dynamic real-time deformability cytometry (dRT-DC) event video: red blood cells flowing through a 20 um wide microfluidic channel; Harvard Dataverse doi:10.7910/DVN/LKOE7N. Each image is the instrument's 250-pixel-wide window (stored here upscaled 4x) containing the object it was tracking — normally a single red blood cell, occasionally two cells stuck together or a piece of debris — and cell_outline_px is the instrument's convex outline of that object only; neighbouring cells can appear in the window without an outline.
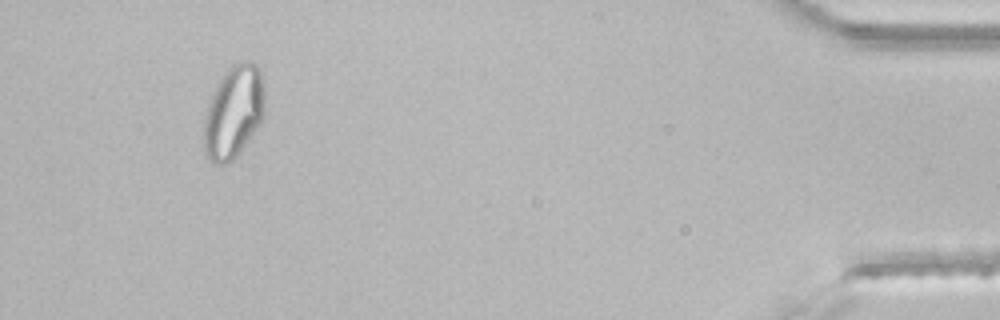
{"species": "common noctule bat (a hibernating species)", "species_latin": "Nyctalus noctula", "temperature_condition": "room temperature", "stored_images_in_passage": 34, "segment_of_instrument_passage": [2, 2], "camera_frame_rate_fps": 3000, "um_per_image_px": 0.085, "animal": {"sex": "male", "body_mass_g": 21.5, "forearm_length_mm": 52.0}, "frame": {"image": 1, "passage_image": 31, "time_ms": 10.0, "image_size_px": [1000, 320], "cell_outline_px": [[264, 116], [260, 124], [240, 152], [228, 164], [216, 164], [208, 156], [204, 148], [204, 116], [208, 104], [224, 72], [232, 64], [240, 60], [248, 60], [256, 64], [260, 68], [264, 92]], "centroid_in_image_um": [19.88, 9.5], "position_along_channel_um": 415.3, "area_um2": 32.83}}